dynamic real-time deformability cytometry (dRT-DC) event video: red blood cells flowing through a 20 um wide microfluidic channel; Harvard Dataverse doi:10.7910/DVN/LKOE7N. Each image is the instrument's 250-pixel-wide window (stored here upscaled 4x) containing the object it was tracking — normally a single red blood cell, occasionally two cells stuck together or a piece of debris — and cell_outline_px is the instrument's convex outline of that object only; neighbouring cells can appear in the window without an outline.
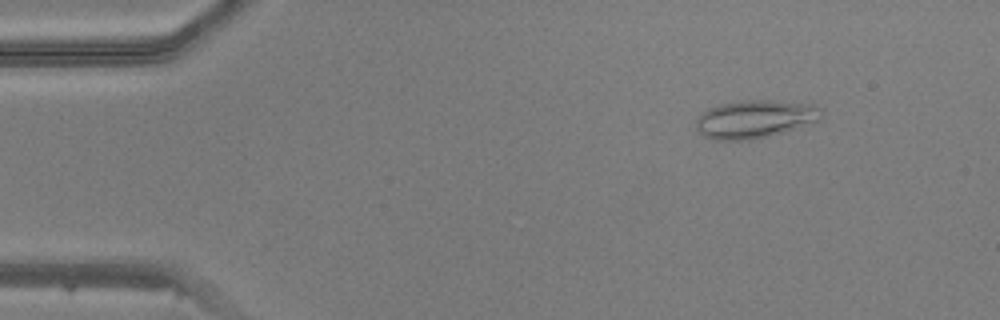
{"species": "common noctule bat (a hibernating species)", "species_latin": "Nyctalus noctula", "temperature_condition": "warm", "stored_images_in_passage": 40, "camera_frame_rate_fps": 3000, "um_per_image_px": 0.085, "animal": {"sex": "male", "body_mass_g": 20.5, "forearm_length_mm": 52.5}, "frame": {"image": 1, "passage_image": 6, "time_ms": 1.667, "image_size_px": [1000, 320], "cell_outline_px": [[820, 116], [816, 120], [796, 128], [784, 132], [752, 140], [712, 140], [704, 136], [696, 128], [696, 120], [708, 108], [720, 104], [748, 100], [768, 100], [816, 104]], "centroid_in_image_um": [64.11, 10.13], "position_along_channel_um": 20.9, "area_um2": 27.4}}
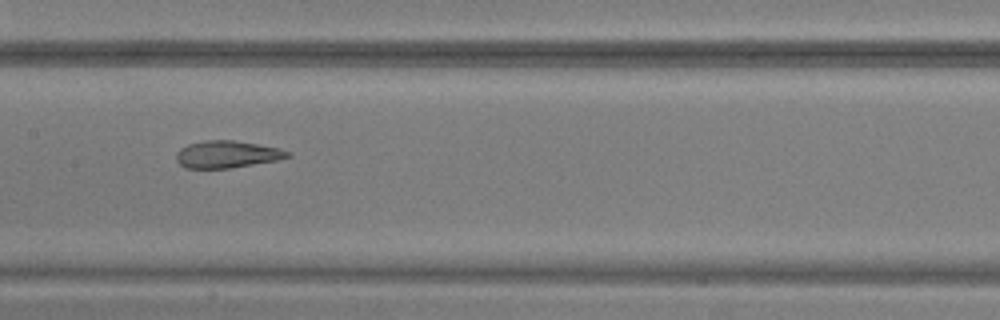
{"frame": {"image": 2, "passage_image": 24, "time_ms": 7.667, "image_size_px": [1000, 320], "cell_outline_px": [[292, 156], [276, 160], [228, 168], [184, 168], [176, 160], [176, 152], [180, 148], [188, 144], [204, 140], [232, 140], [280, 148], [292, 152]], "centroid_in_image_um": [19.28, 13.11], "position_along_channel_um": 188.1, "area_um2": 17.57}}
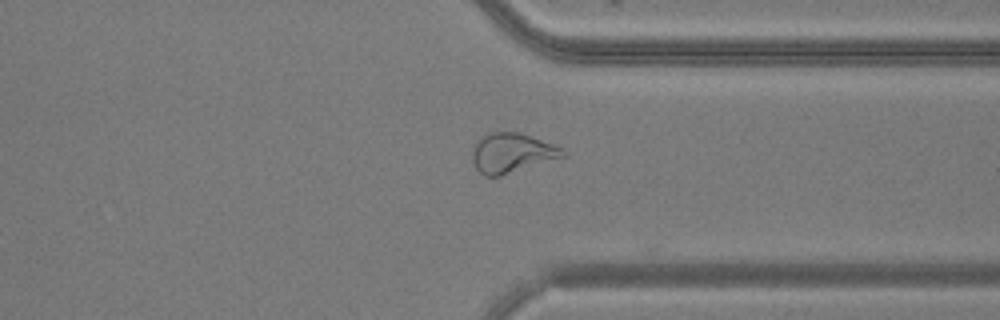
{"frame": {"image": 3, "passage_image": 37, "time_ms": 12.0, "image_size_px": [1000, 320], "cell_outline_px": [[568, 156], [500, 176], [484, 176], [476, 168], [472, 160], [472, 144], [480, 136], [488, 132], [516, 132], [564, 148], [568, 152]], "centroid_in_image_um": [43.49, 13.0], "position_along_channel_um": 367.9, "area_um2": 21.15}}